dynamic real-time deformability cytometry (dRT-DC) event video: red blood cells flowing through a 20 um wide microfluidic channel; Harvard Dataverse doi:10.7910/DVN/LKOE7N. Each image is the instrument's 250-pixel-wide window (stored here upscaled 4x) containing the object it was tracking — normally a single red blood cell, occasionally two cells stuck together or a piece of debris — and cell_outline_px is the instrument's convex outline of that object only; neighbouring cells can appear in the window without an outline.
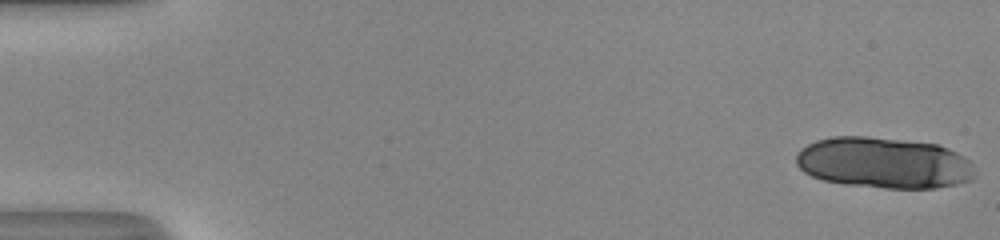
{"species": "human", "species_latin": "Homo sapiens", "temperature_condition": "room temperature", "stored_images_in_passage": 17, "camera_frame_rate_fps": 3000, "um_per_image_px": 0.085, "donor": {"sex": "male"}, "frame": {"image": 1, "passage_image": 1, "time_ms": 0.0, "image_size_px": [1000, 240], "cell_outline_px": [[976, 176], [972, 180], [956, 184], [936, 188], [884, 188], [844, 184], [824, 180], [812, 176], [804, 172], [796, 164], [796, 156], [800, 148], [816, 140], [832, 136], [864, 136], [936, 144], [948, 148], [964, 156], [972, 164]], "centroid_in_image_um": [75.12, 13.84], "position_along_channel_um": 9.9, "area_um2": 53.29}}